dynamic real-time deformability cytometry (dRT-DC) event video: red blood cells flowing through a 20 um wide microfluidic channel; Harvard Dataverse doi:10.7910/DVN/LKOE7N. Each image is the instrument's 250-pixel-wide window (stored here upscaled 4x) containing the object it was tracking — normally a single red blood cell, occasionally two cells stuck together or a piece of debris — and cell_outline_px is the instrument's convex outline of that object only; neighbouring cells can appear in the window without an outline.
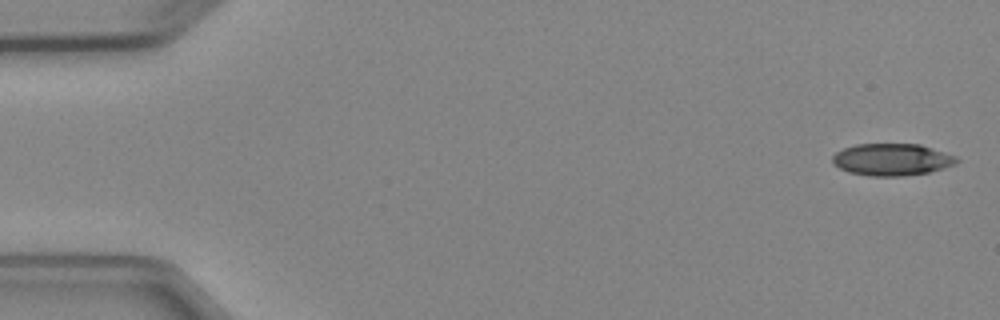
{"species": "Egyptian fruit bat (a non-hibernating species)", "species_latin": "Rousettus aegyptiacus", "temperature_condition": "cold", "stored_images_in_passage": 4, "camera_frame_rate_fps": 3000, "um_per_image_px": 0.085, "animal": {"sex": "female"}, "frame": {"image": 1, "passage_image": 1, "time_ms": 0.0, "image_size_px": [1000, 320], "cell_outline_px": [[960, 160], [956, 164], [944, 168], [928, 172], [904, 176], [868, 176], [848, 172], [840, 168], [832, 160], [832, 156], [836, 152], [844, 148], [856, 144], [920, 144], [956, 156]], "centroid_in_image_um": [75.83, 13.56], "position_along_channel_um": 9.2, "area_um2": 23.18}}
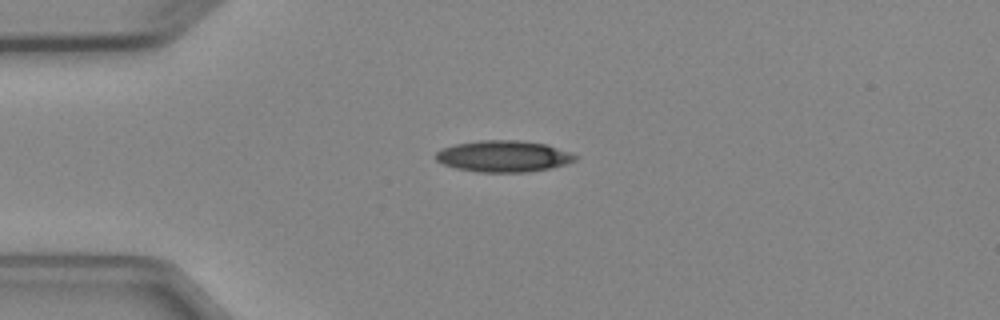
{"frame": {"image": 2, "passage_image": 4, "time_ms": 3.667, "image_size_px": [1000, 320], "cell_outline_px": [[576, 160], [564, 164], [548, 168], [528, 172], [480, 172], [456, 168], [444, 164], [436, 160], [436, 152], [444, 148], [456, 144], [480, 140], [524, 140], [548, 144], [568, 152], [576, 156]], "centroid_in_image_um": [42.79, 13.27], "position_along_channel_um": 42.2, "area_um2": 25.32}}